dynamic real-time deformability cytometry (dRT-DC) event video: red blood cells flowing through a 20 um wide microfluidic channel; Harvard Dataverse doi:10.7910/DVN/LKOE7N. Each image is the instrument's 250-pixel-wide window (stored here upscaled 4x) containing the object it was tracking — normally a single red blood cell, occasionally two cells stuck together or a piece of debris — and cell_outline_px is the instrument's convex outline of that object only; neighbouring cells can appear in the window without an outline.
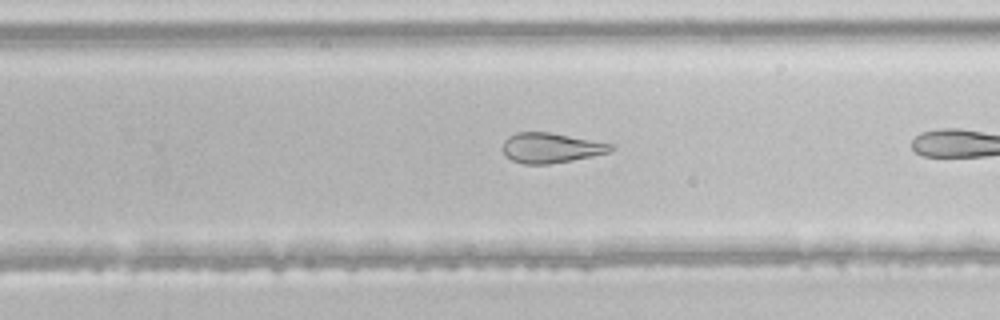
{"species": "common noctule bat (a hibernating species)", "species_latin": "Nyctalus noctula", "temperature_condition": "room temperature", "stored_images_in_passage": 15, "camera_frame_rate_fps": 3000, "um_per_image_px": 0.085, "animal": {"sex": "male", "body_mass_g": 21.5, "forearm_length_mm": 52.0}, "frame": {"image": 1, "passage_image": 13, "time_ms": 4.0, "image_size_px": [1000, 320], "cell_outline_px": [[612, 148], [608, 152], [592, 156], [572, 160], [548, 164], [524, 164], [512, 160], [504, 156], [504, 140], [508, 136], [516, 132], [548, 132], [612, 144]], "centroid_in_image_um": [46.77, 12.57], "position_along_channel_um": 283.0, "area_um2": 18.61}}